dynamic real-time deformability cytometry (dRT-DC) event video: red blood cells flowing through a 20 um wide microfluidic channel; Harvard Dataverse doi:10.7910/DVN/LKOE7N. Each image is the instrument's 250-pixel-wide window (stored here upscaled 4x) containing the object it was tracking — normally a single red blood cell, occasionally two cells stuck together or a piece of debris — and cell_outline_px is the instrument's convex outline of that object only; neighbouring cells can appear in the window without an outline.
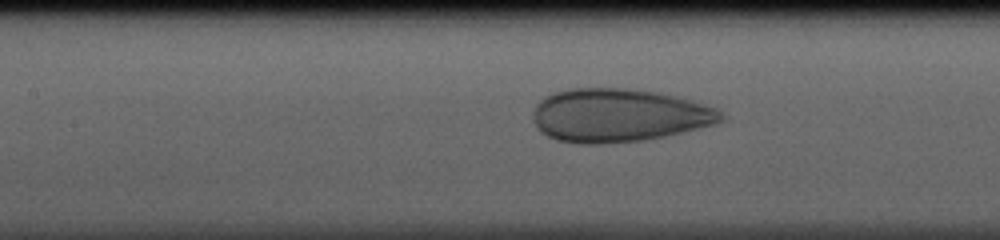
{"species": "human", "species_latin": "Homo sapiens", "temperature_condition": "cold", "stored_images_in_passage": 35, "camera_frame_rate_fps": 3000, "um_per_image_px": 0.085, "donor": {"sex": "male"}, "frame": {"image": 1, "passage_image": 11, "time_ms": 3.333, "image_size_px": [1000, 240], "cell_outline_px": [[720, 120], [716, 124], [664, 136], [644, 140], [600, 144], [580, 144], [556, 140], [540, 132], [532, 120], [532, 116], [536, 104], [544, 96], [568, 88], [624, 88], [656, 92], [676, 96], [692, 100], [716, 108], [720, 112]], "centroid_in_image_um": [52.52, 9.8], "position_along_channel_um": 154.9, "area_um2": 58.44}}
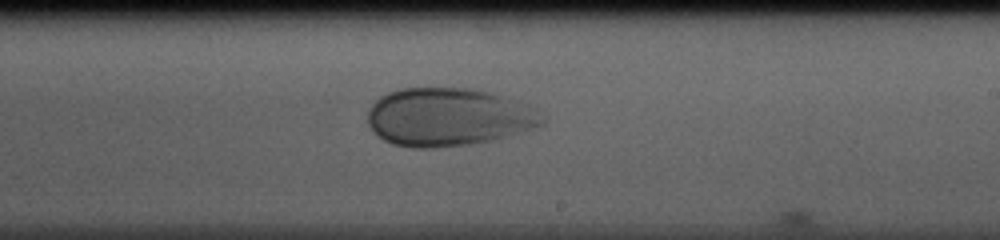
{"frame": {"image": 2, "passage_image": 18, "time_ms": 5.667, "image_size_px": [1000, 240], "cell_outline_px": [[544, 124], [524, 132], [492, 140], [472, 144], [432, 148], [412, 148], [392, 144], [376, 136], [372, 132], [368, 124], [368, 108], [380, 96], [388, 92], [400, 88], [472, 88], [492, 92], [528, 104], [544, 116]], "centroid_in_image_um": [38.1, 9.95], "position_along_channel_um": 250.9, "area_um2": 59.82}}
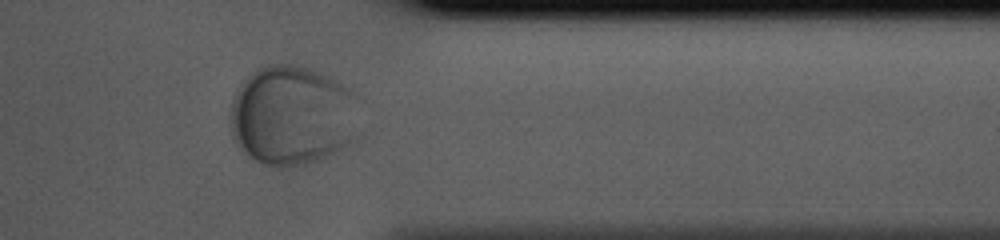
{"frame": {"image": 3, "passage_image": 28, "time_ms": 9.0, "image_size_px": [1000, 240], "cell_outline_px": [[360, 96], [356, 136], [352, 140], [340, 148], [316, 160], [304, 164], [284, 168], [276, 168], [264, 164], [248, 156], [232, 140], [228, 120], [228, 116], [232, 100], [236, 88], [256, 68], [268, 64], [292, 64], [308, 68], [320, 72], [328, 76], [356, 92]], "centroid_in_image_um": [24.81, 9.8], "position_along_channel_um": 386.6, "area_um2": 76.41}}